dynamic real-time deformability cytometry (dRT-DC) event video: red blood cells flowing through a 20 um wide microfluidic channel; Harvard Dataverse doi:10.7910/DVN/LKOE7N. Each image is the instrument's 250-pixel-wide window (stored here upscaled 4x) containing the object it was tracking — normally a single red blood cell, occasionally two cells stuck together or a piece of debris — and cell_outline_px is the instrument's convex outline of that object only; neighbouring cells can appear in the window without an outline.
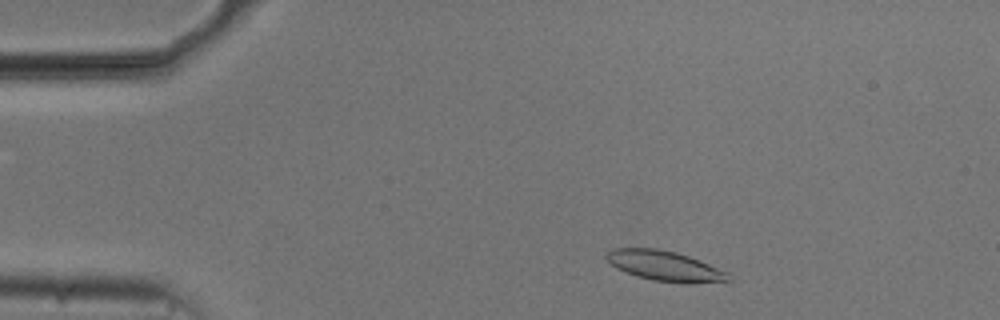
{"species": "common noctule bat (a hibernating species)", "species_latin": "Nyctalus noctula", "temperature_condition": "cold", "stored_images_in_passage": 27, "camera_frame_rate_fps": 3000, "um_per_image_px": 0.085, "animal": {"sex": "male", "body_mass_g": 20.5, "forearm_length_mm": 52.5}, "frame": {"image": 1, "passage_image": 4, "time_ms": 1.0, "image_size_px": [1000, 320], "cell_outline_px": [[732, 280], [692, 284], [684, 284], [652, 280], [636, 276], [624, 272], [616, 268], [604, 256], [612, 248], [656, 248], [676, 252], [688, 256], [728, 272]], "centroid_in_image_um": [56.5, 22.62], "position_along_channel_um": 28.5, "area_um2": 21.5}}
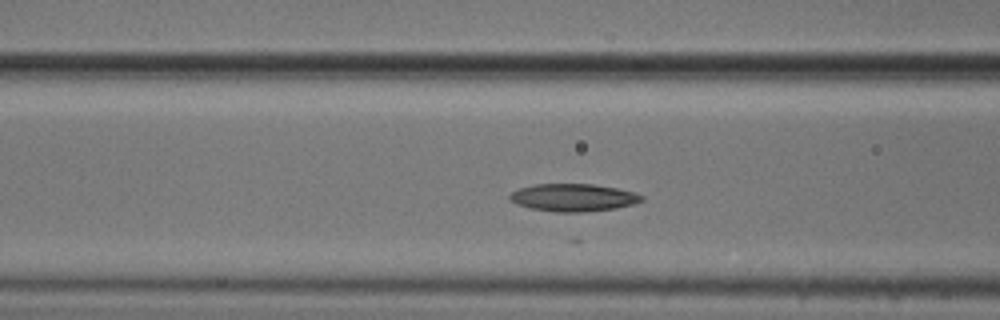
{"frame": {"image": 2, "passage_image": 16, "time_ms": 5.0, "image_size_px": [1000, 320], "cell_outline_px": [[644, 200], [632, 204], [616, 208], [584, 212], [556, 212], [532, 208], [516, 204], [508, 200], [508, 196], [512, 192], [520, 188], [536, 184], [592, 184], [616, 188], [632, 192], [644, 196]], "centroid_in_image_um": [48.71, 16.79], "position_along_channel_um": 117.9, "area_um2": 21.1}}
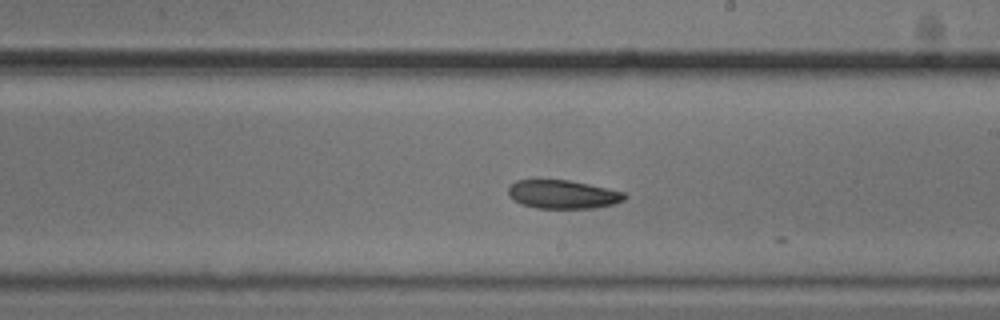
{"frame": {"image": 3, "passage_image": 26, "time_ms": 8.333, "image_size_px": [1000, 320], "cell_outline_px": [[628, 196], [624, 200], [616, 204], [596, 208], [536, 208], [520, 204], [508, 196], [508, 188], [516, 180], [568, 180], [608, 188], [624, 192]], "centroid_in_image_um": [47.86, 16.53], "position_along_channel_um": 241.1, "area_um2": 19.48}}